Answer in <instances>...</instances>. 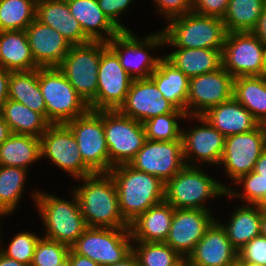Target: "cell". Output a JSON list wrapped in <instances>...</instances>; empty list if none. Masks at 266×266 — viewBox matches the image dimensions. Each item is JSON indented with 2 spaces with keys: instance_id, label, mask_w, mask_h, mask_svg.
<instances>
[{
  "instance_id": "obj_1",
  "label": "cell",
  "mask_w": 266,
  "mask_h": 266,
  "mask_svg": "<svg viewBox=\"0 0 266 266\" xmlns=\"http://www.w3.org/2000/svg\"><path fill=\"white\" fill-rule=\"evenodd\" d=\"M82 180L83 186L74 189L73 193L87 227L129 228L120 210L112 176L109 173H94Z\"/></svg>"
},
{
  "instance_id": "obj_2",
  "label": "cell",
  "mask_w": 266,
  "mask_h": 266,
  "mask_svg": "<svg viewBox=\"0 0 266 266\" xmlns=\"http://www.w3.org/2000/svg\"><path fill=\"white\" fill-rule=\"evenodd\" d=\"M109 174L117 189L122 216L128 224L164 201L165 183L154 175L137 170L130 164L112 167Z\"/></svg>"
},
{
  "instance_id": "obj_3",
  "label": "cell",
  "mask_w": 266,
  "mask_h": 266,
  "mask_svg": "<svg viewBox=\"0 0 266 266\" xmlns=\"http://www.w3.org/2000/svg\"><path fill=\"white\" fill-rule=\"evenodd\" d=\"M163 30L164 45L176 48L223 49L228 31L221 18L193 11L168 20Z\"/></svg>"
},
{
  "instance_id": "obj_4",
  "label": "cell",
  "mask_w": 266,
  "mask_h": 266,
  "mask_svg": "<svg viewBox=\"0 0 266 266\" xmlns=\"http://www.w3.org/2000/svg\"><path fill=\"white\" fill-rule=\"evenodd\" d=\"M38 83L50 124H66L90 110L58 67L38 68Z\"/></svg>"
},
{
  "instance_id": "obj_5",
  "label": "cell",
  "mask_w": 266,
  "mask_h": 266,
  "mask_svg": "<svg viewBox=\"0 0 266 266\" xmlns=\"http://www.w3.org/2000/svg\"><path fill=\"white\" fill-rule=\"evenodd\" d=\"M198 165L184 166L165 183L164 201L177 209L209 210L203 202L226 195L227 187L203 173Z\"/></svg>"
},
{
  "instance_id": "obj_6",
  "label": "cell",
  "mask_w": 266,
  "mask_h": 266,
  "mask_svg": "<svg viewBox=\"0 0 266 266\" xmlns=\"http://www.w3.org/2000/svg\"><path fill=\"white\" fill-rule=\"evenodd\" d=\"M73 202L42 192L34 194L41 219L46 226L45 238L55 240L71 247L87 228L79 211L76 194Z\"/></svg>"
},
{
  "instance_id": "obj_7",
  "label": "cell",
  "mask_w": 266,
  "mask_h": 266,
  "mask_svg": "<svg viewBox=\"0 0 266 266\" xmlns=\"http://www.w3.org/2000/svg\"><path fill=\"white\" fill-rule=\"evenodd\" d=\"M130 238L129 228L87 227L70 248L101 266H108L122 261L132 252Z\"/></svg>"
},
{
  "instance_id": "obj_8",
  "label": "cell",
  "mask_w": 266,
  "mask_h": 266,
  "mask_svg": "<svg viewBox=\"0 0 266 266\" xmlns=\"http://www.w3.org/2000/svg\"><path fill=\"white\" fill-rule=\"evenodd\" d=\"M104 131L110 170L129 164L146 140L143 123L123 115L119 110H104Z\"/></svg>"
},
{
  "instance_id": "obj_9",
  "label": "cell",
  "mask_w": 266,
  "mask_h": 266,
  "mask_svg": "<svg viewBox=\"0 0 266 266\" xmlns=\"http://www.w3.org/2000/svg\"><path fill=\"white\" fill-rule=\"evenodd\" d=\"M100 58L101 41L71 45L58 67L88 105L96 98Z\"/></svg>"
},
{
  "instance_id": "obj_10",
  "label": "cell",
  "mask_w": 266,
  "mask_h": 266,
  "mask_svg": "<svg viewBox=\"0 0 266 266\" xmlns=\"http://www.w3.org/2000/svg\"><path fill=\"white\" fill-rule=\"evenodd\" d=\"M66 125L77 140L83 162L94 173H109L110 159L104 131V110H89Z\"/></svg>"
},
{
  "instance_id": "obj_11",
  "label": "cell",
  "mask_w": 266,
  "mask_h": 266,
  "mask_svg": "<svg viewBox=\"0 0 266 266\" xmlns=\"http://www.w3.org/2000/svg\"><path fill=\"white\" fill-rule=\"evenodd\" d=\"M133 78L124 70L117 55L101 42L96 98L89 104L92 111L119 110L126 100Z\"/></svg>"
},
{
  "instance_id": "obj_12",
  "label": "cell",
  "mask_w": 266,
  "mask_h": 266,
  "mask_svg": "<svg viewBox=\"0 0 266 266\" xmlns=\"http://www.w3.org/2000/svg\"><path fill=\"white\" fill-rule=\"evenodd\" d=\"M164 39L162 31L140 41L128 30L120 31L107 42V46L117 55L120 64L133 79H142L149 78L162 59L150 56L146 48L162 46Z\"/></svg>"
},
{
  "instance_id": "obj_13",
  "label": "cell",
  "mask_w": 266,
  "mask_h": 266,
  "mask_svg": "<svg viewBox=\"0 0 266 266\" xmlns=\"http://www.w3.org/2000/svg\"><path fill=\"white\" fill-rule=\"evenodd\" d=\"M264 49L254 32H230L222 50V67L234 78L264 76Z\"/></svg>"
},
{
  "instance_id": "obj_14",
  "label": "cell",
  "mask_w": 266,
  "mask_h": 266,
  "mask_svg": "<svg viewBox=\"0 0 266 266\" xmlns=\"http://www.w3.org/2000/svg\"><path fill=\"white\" fill-rule=\"evenodd\" d=\"M41 158L46 156L76 179L94 174L83 162L77 140L66 124H50L40 136Z\"/></svg>"
},
{
  "instance_id": "obj_15",
  "label": "cell",
  "mask_w": 266,
  "mask_h": 266,
  "mask_svg": "<svg viewBox=\"0 0 266 266\" xmlns=\"http://www.w3.org/2000/svg\"><path fill=\"white\" fill-rule=\"evenodd\" d=\"M266 148V125L259 124L254 130L226 136L220 164L224 163L230 179L254 170L255 163Z\"/></svg>"
},
{
  "instance_id": "obj_16",
  "label": "cell",
  "mask_w": 266,
  "mask_h": 266,
  "mask_svg": "<svg viewBox=\"0 0 266 266\" xmlns=\"http://www.w3.org/2000/svg\"><path fill=\"white\" fill-rule=\"evenodd\" d=\"M129 164L166 183L185 166L182 140L154 141L146 139Z\"/></svg>"
},
{
  "instance_id": "obj_17",
  "label": "cell",
  "mask_w": 266,
  "mask_h": 266,
  "mask_svg": "<svg viewBox=\"0 0 266 266\" xmlns=\"http://www.w3.org/2000/svg\"><path fill=\"white\" fill-rule=\"evenodd\" d=\"M233 82L234 77L223 67L190 78L187 116H202L210 108L230 100L233 97ZM192 107L195 110H191Z\"/></svg>"
},
{
  "instance_id": "obj_18",
  "label": "cell",
  "mask_w": 266,
  "mask_h": 266,
  "mask_svg": "<svg viewBox=\"0 0 266 266\" xmlns=\"http://www.w3.org/2000/svg\"><path fill=\"white\" fill-rule=\"evenodd\" d=\"M209 210L174 208L169 235L165 241L182 258L187 259L195 245L215 221ZM186 256V257H185Z\"/></svg>"
},
{
  "instance_id": "obj_19",
  "label": "cell",
  "mask_w": 266,
  "mask_h": 266,
  "mask_svg": "<svg viewBox=\"0 0 266 266\" xmlns=\"http://www.w3.org/2000/svg\"><path fill=\"white\" fill-rule=\"evenodd\" d=\"M176 107L163 97L155 82L149 78L133 79L124 104L119 111L141 123L167 113Z\"/></svg>"
},
{
  "instance_id": "obj_20",
  "label": "cell",
  "mask_w": 266,
  "mask_h": 266,
  "mask_svg": "<svg viewBox=\"0 0 266 266\" xmlns=\"http://www.w3.org/2000/svg\"><path fill=\"white\" fill-rule=\"evenodd\" d=\"M195 118L201 124L203 123V126H198L196 129L191 128V130H186V132L182 131L181 135L185 165L194 166L192 163H188L194 156L197 161L199 159V161L208 162L209 164H220L226 137L204 117L195 116ZM192 152L193 154H191Z\"/></svg>"
},
{
  "instance_id": "obj_21",
  "label": "cell",
  "mask_w": 266,
  "mask_h": 266,
  "mask_svg": "<svg viewBox=\"0 0 266 266\" xmlns=\"http://www.w3.org/2000/svg\"><path fill=\"white\" fill-rule=\"evenodd\" d=\"M238 259L221 223L215 220L186 259L188 266H229Z\"/></svg>"
},
{
  "instance_id": "obj_22",
  "label": "cell",
  "mask_w": 266,
  "mask_h": 266,
  "mask_svg": "<svg viewBox=\"0 0 266 266\" xmlns=\"http://www.w3.org/2000/svg\"><path fill=\"white\" fill-rule=\"evenodd\" d=\"M25 31L36 65L39 68L59 67L71 44L55 29L37 18Z\"/></svg>"
},
{
  "instance_id": "obj_23",
  "label": "cell",
  "mask_w": 266,
  "mask_h": 266,
  "mask_svg": "<svg viewBox=\"0 0 266 266\" xmlns=\"http://www.w3.org/2000/svg\"><path fill=\"white\" fill-rule=\"evenodd\" d=\"M36 18L60 33L71 45L90 42L79 22L71 15L66 0H38Z\"/></svg>"
},
{
  "instance_id": "obj_24",
  "label": "cell",
  "mask_w": 266,
  "mask_h": 266,
  "mask_svg": "<svg viewBox=\"0 0 266 266\" xmlns=\"http://www.w3.org/2000/svg\"><path fill=\"white\" fill-rule=\"evenodd\" d=\"M174 207L163 201L150 207L129 224L135 242H165L170 231Z\"/></svg>"
},
{
  "instance_id": "obj_25",
  "label": "cell",
  "mask_w": 266,
  "mask_h": 266,
  "mask_svg": "<svg viewBox=\"0 0 266 266\" xmlns=\"http://www.w3.org/2000/svg\"><path fill=\"white\" fill-rule=\"evenodd\" d=\"M202 117L225 137L252 131L260 124L234 97L210 108Z\"/></svg>"
},
{
  "instance_id": "obj_26",
  "label": "cell",
  "mask_w": 266,
  "mask_h": 266,
  "mask_svg": "<svg viewBox=\"0 0 266 266\" xmlns=\"http://www.w3.org/2000/svg\"><path fill=\"white\" fill-rule=\"evenodd\" d=\"M71 15L79 22L90 41L108 42L121 30L102 12L97 0H66ZM103 31L109 37H104Z\"/></svg>"
},
{
  "instance_id": "obj_27",
  "label": "cell",
  "mask_w": 266,
  "mask_h": 266,
  "mask_svg": "<svg viewBox=\"0 0 266 266\" xmlns=\"http://www.w3.org/2000/svg\"><path fill=\"white\" fill-rule=\"evenodd\" d=\"M0 67L10 72L38 69L25 30L0 31Z\"/></svg>"
},
{
  "instance_id": "obj_28",
  "label": "cell",
  "mask_w": 266,
  "mask_h": 266,
  "mask_svg": "<svg viewBox=\"0 0 266 266\" xmlns=\"http://www.w3.org/2000/svg\"><path fill=\"white\" fill-rule=\"evenodd\" d=\"M222 50L208 48H178L164 56L189 78L216 71L222 67Z\"/></svg>"
},
{
  "instance_id": "obj_29",
  "label": "cell",
  "mask_w": 266,
  "mask_h": 266,
  "mask_svg": "<svg viewBox=\"0 0 266 266\" xmlns=\"http://www.w3.org/2000/svg\"><path fill=\"white\" fill-rule=\"evenodd\" d=\"M150 78L166 100L187 114L188 76L163 57Z\"/></svg>"
},
{
  "instance_id": "obj_30",
  "label": "cell",
  "mask_w": 266,
  "mask_h": 266,
  "mask_svg": "<svg viewBox=\"0 0 266 266\" xmlns=\"http://www.w3.org/2000/svg\"><path fill=\"white\" fill-rule=\"evenodd\" d=\"M233 97L266 125V75L234 78Z\"/></svg>"
},
{
  "instance_id": "obj_31",
  "label": "cell",
  "mask_w": 266,
  "mask_h": 266,
  "mask_svg": "<svg viewBox=\"0 0 266 266\" xmlns=\"http://www.w3.org/2000/svg\"><path fill=\"white\" fill-rule=\"evenodd\" d=\"M254 207V208H253ZM262 209L260 205L240 206L236 209L225 229L232 246L239 251L244 245L261 233Z\"/></svg>"
},
{
  "instance_id": "obj_32",
  "label": "cell",
  "mask_w": 266,
  "mask_h": 266,
  "mask_svg": "<svg viewBox=\"0 0 266 266\" xmlns=\"http://www.w3.org/2000/svg\"><path fill=\"white\" fill-rule=\"evenodd\" d=\"M40 158V138L35 136L13 133L0 145V165L3 166L27 170Z\"/></svg>"
},
{
  "instance_id": "obj_33",
  "label": "cell",
  "mask_w": 266,
  "mask_h": 266,
  "mask_svg": "<svg viewBox=\"0 0 266 266\" xmlns=\"http://www.w3.org/2000/svg\"><path fill=\"white\" fill-rule=\"evenodd\" d=\"M8 99L20 102L46 119V104L38 83V69L11 72Z\"/></svg>"
},
{
  "instance_id": "obj_34",
  "label": "cell",
  "mask_w": 266,
  "mask_h": 266,
  "mask_svg": "<svg viewBox=\"0 0 266 266\" xmlns=\"http://www.w3.org/2000/svg\"><path fill=\"white\" fill-rule=\"evenodd\" d=\"M0 115L14 134L31 135L40 138L50 125L40 113L10 99L2 106Z\"/></svg>"
},
{
  "instance_id": "obj_35",
  "label": "cell",
  "mask_w": 266,
  "mask_h": 266,
  "mask_svg": "<svg viewBox=\"0 0 266 266\" xmlns=\"http://www.w3.org/2000/svg\"><path fill=\"white\" fill-rule=\"evenodd\" d=\"M266 0H229L223 22L228 33L253 32L259 23Z\"/></svg>"
},
{
  "instance_id": "obj_36",
  "label": "cell",
  "mask_w": 266,
  "mask_h": 266,
  "mask_svg": "<svg viewBox=\"0 0 266 266\" xmlns=\"http://www.w3.org/2000/svg\"><path fill=\"white\" fill-rule=\"evenodd\" d=\"M35 18V0H0V31L26 30Z\"/></svg>"
},
{
  "instance_id": "obj_37",
  "label": "cell",
  "mask_w": 266,
  "mask_h": 266,
  "mask_svg": "<svg viewBox=\"0 0 266 266\" xmlns=\"http://www.w3.org/2000/svg\"><path fill=\"white\" fill-rule=\"evenodd\" d=\"M26 169L0 165V211L12 213L19 202L26 180Z\"/></svg>"
},
{
  "instance_id": "obj_38",
  "label": "cell",
  "mask_w": 266,
  "mask_h": 266,
  "mask_svg": "<svg viewBox=\"0 0 266 266\" xmlns=\"http://www.w3.org/2000/svg\"><path fill=\"white\" fill-rule=\"evenodd\" d=\"M243 183L244 194L226 189V195L239 196L252 205H260L266 199V148L255 163L254 170L248 174L240 176L235 183Z\"/></svg>"
},
{
  "instance_id": "obj_39",
  "label": "cell",
  "mask_w": 266,
  "mask_h": 266,
  "mask_svg": "<svg viewBox=\"0 0 266 266\" xmlns=\"http://www.w3.org/2000/svg\"><path fill=\"white\" fill-rule=\"evenodd\" d=\"M138 247H132L139 266H178L182 258L165 242H137Z\"/></svg>"
},
{
  "instance_id": "obj_40",
  "label": "cell",
  "mask_w": 266,
  "mask_h": 266,
  "mask_svg": "<svg viewBox=\"0 0 266 266\" xmlns=\"http://www.w3.org/2000/svg\"><path fill=\"white\" fill-rule=\"evenodd\" d=\"M188 118L185 111L175 109L172 113L152 117L145 122L146 139L154 141H175L182 140V131L179 128L176 118Z\"/></svg>"
},
{
  "instance_id": "obj_41",
  "label": "cell",
  "mask_w": 266,
  "mask_h": 266,
  "mask_svg": "<svg viewBox=\"0 0 266 266\" xmlns=\"http://www.w3.org/2000/svg\"><path fill=\"white\" fill-rule=\"evenodd\" d=\"M69 250L66 244L40 237L30 266H56L68 256Z\"/></svg>"
},
{
  "instance_id": "obj_42",
  "label": "cell",
  "mask_w": 266,
  "mask_h": 266,
  "mask_svg": "<svg viewBox=\"0 0 266 266\" xmlns=\"http://www.w3.org/2000/svg\"><path fill=\"white\" fill-rule=\"evenodd\" d=\"M39 239L40 238L33 233L22 232L14 236L8 249H1L0 252L8 258L30 266Z\"/></svg>"
},
{
  "instance_id": "obj_43",
  "label": "cell",
  "mask_w": 266,
  "mask_h": 266,
  "mask_svg": "<svg viewBox=\"0 0 266 266\" xmlns=\"http://www.w3.org/2000/svg\"><path fill=\"white\" fill-rule=\"evenodd\" d=\"M238 259L245 263H258L266 266V237L259 235L238 251Z\"/></svg>"
},
{
  "instance_id": "obj_44",
  "label": "cell",
  "mask_w": 266,
  "mask_h": 266,
  "mask_svg": "<svg viewBox=\"0 0 266 266\" xmlns=\"http://www.w3.org/2000/svg\"><path fill=\"white\" fill-rule=\"evenodd\" d=\"M229 0H193L192 11L196 14L223 19Z\"/></svg>"
},
{
  "instance_id": "obj_45",
  "label": "cell",
  "mask_w": 266,
  "mask_h": 266,
  "mask_svg": "<svg viewBox=\"0 0 266 266\" xmlns=\"http://www.w3.org/2000/svg\"><path fill=\"white\" fill-rule=\"evenodd\" d=\"M131 1L132 0H97L102 12L121 31H128V29L120 23L117 16L128 8Z\"/></svg>"
},
{
  "instance_id": "obj_46",
  "label": "cell",
  "mask_w": 266,
  "mask_h": 266,
  "mask_svg": "<svg viewBox=\"0 0 266 266\" xmlns=\"http://www.w3.org/2000/svg\"><path fill=\"white\" fill-rule=\"evenodd\" d=\"M159 12L164 13L167 19L192 12L193 0H154Z\"/></svg>"
},
{
  "instance_id": "obj_47",
  "label": "cell",
  "mask_w": 266,
  "mask_h": 266,
  "mask_svg": "<svg viewBox=\"0 0 266 266\" xmlns=\"http://www.w3.org/2000/svg\"><path fill=\"white\" fill-rule=\"evenodd\" d=\"M10 75V71L0 67V110L4 103L8 100Z\"/></svg>"
},
{
  "instance_id": "obj_48",
  "label": "cell",
  "mask_w": 266,
  "mask_h": 266,
  "mask_svg": "<svg viewBox=\"0 0 266 266\" xmlns=\"http://www.w3.org/2000/svg\"><path fill=\"white\" fill-rule=\"evenodd\" d=\"M69 260L71 266H101L100 264L92 261L88 257L76 254L71 248L69 250Z\"/></svg>"
},
{
  "instance_id": "obj_49",
  "label": "cell",
  "mask_w": 266,
  "mask_h": 266,
  "mask_svg": "<svg viewBox=\"0 0 266 266\" xmlns=\"http://www.w3.org/2000/svg\"><path fill=\"white\" fill-rule=\"evenodd\" d=\"M256 36L266 45V4L260 16L257 28L253 31Z\"/></svg>"
},
{
  "instance_id": "obj_50",
  "label": "cell",
  "mask_w": 266,
  "mask_h": 266,
  "mask_svg": "<svg viewBox=\"0 0 266 266\" xmlns=\"http://www.w3.org/2000/svg\"><path fill=\"white\" fill-rule=\"evenodd\" d=\"M12 131L7 122L0 115V145L12 135Z\"/></svg>"
},
{
  "instance_id": "obj_51",
  "label": "cell",
  "mask_w": 266,
  "mask_h": 266,
  "mask_svg": "<svg viewBox=\"0 0 266 266\" xmlns=\"http://www.w3.org/2000/svg\"><path fill=\"white\" fill-rule=\"evenodd\" d=\"M108 266H139L137 258L133 252H131L126 258L122 261H119L115 264H111Z\"/></svg>"
},
{
  "instance_id": "obj_52",
  "label": "cell",
  "mask_w": 266,
  "mask_h": 266,
  "mask_svg": "<svg viewBox=\"0 0 266 266\" xmlns=\"http://www.w3.org/2000/svg\"><path fill=\"white\" fill-rule=\"evenodd\" d=\"M0 266H27V265L19 263L14 259L8 258L0 252Z\"/></svg>"
},
{
  "instance_id": "obj_53",
  "label": "cell",
  "mask_w": 266,
  "mask_h": 266,
  "mask_svg": "<svg viewBox=\"0 0 266 266\" xmlns=\"http://www.w3.org/2000/svg\"><path fill=\"white\" fill-rule=\"evenodd\" d=\"M260 235L266 237V213L262 211L261 218V233Z\"/></svg>"
},
{
  "instance_id": "obj_54",
  "label": "cell",
  "mask_w": 266,
  "mask_h": 266,
  "mask_svg": "<svg viewBox=\"0 0 266 266\" xmlns=\"http://www.w3.org/2000/svg\"><path fill=\"white\" fill-rule=\"evenodd\" d=\"M56 266H71L70 260H69V253L68 256L58 265Z\"/></svg>"
},
{
  "instance_id": "obj_55",
  "label": "cell",
  "mask_w": 266,
  "mask_h": 266,
  "mask_svg": "<svg viewBox=\"0 0 266 266\" xmlns=\"http://www.w3.org/2000/svg\"><path fill=\"white\" fill-rule=\"evenodd\" d=\"M229 266H245V262H242L239 259H237L235 262H233Z\"/></svg>"
},
{
  "instance_id": "obj_56",
  "label": "cell",
  "mask_w": 266,
  "mask_h": 266,
  "mask_svg": "<svg viewBox=\"0 0 266 266\" xmlns=\"http://www.w3.org/2000/svg\"><path fill=\"white\" fill-rule=\"evenodd\" d=\"M260 206L262 211L266 213V199L260 204Z\"/></svg>"
},
{
  "instance_id": "obj_57",
  "label": "cell",
  "mask_w": 266,
  "mask_h": 266,
  "mask_svg": "<svg viewBox=\"0 0 266 266\" xmlns=\"http://www.w3.org/2000/svg\"><path fill=\"white\" fill-rule=\"evenodd\" d=\"M263 60H264L265 75H266V45H265V49H264Z\"/></svg>"
},
{
  "instance_id": "obj_58",
  "label": "cell",
  "mask_w": 266,
  "mask_h": 266,
  "mask_svg": "<svg viewBox=\"0 0 266 266\" xmlns=\"http://www.w3.org/2000/svg\"><path fill=\"white\" fill-rule=\"evenodd\" d=\"M245 266H263V265H260L258 263L251 262V263H245Z\"/></svg>"
},
{
  "instance_id": "obj_59",
  "label": "cell",
  "mask_w": 266,
  "mask_h": 266,
  "mask_svg": "<svg viewBox=\"0 0 266 266\" xmlns=\"http://www.w3.org/2000/svg\"><path fill=\"white\" fill-rule=\"evenodd\" d=\"M178 266H187L186 259H184Z\"/></svg>"
}]
</instances>
